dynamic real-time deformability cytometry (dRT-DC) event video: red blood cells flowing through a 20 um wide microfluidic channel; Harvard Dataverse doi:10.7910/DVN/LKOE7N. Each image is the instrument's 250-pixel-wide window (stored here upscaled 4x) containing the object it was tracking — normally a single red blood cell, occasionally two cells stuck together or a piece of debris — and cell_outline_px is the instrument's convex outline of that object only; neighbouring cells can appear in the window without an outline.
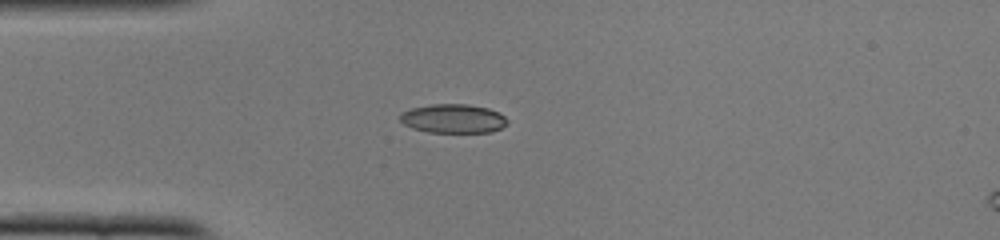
{"species": "common noctule bat (a hibernating species)", "species_latin": "Nyctalus noctula", "temperature_condition": "cold", "stored_images_in_passage": 39, "camera_frame_rate_fps": 3000, "um_per_image_px": 0.085, "animal": {"sex": "female", "body_mass_g": 22.0, "forearm_length_mm": 56.7}, "frame": {"image": 1, "passage_image": 1, "time_ms": 0.0, "image_size_px": [1000, 240], "cell_outline_px": [[508, 120], [500, 128], [492, 132], [428, 132], [412, 128], [404, 124], [400, 120], [400, 112], [412, 108], [432, 104], [468, 104], [488, 108], [500, 112]], "centroid_in_image_um": [38.51, 10.07], "position_along_channel_um": 46.5, "area_um2": 18.09}}
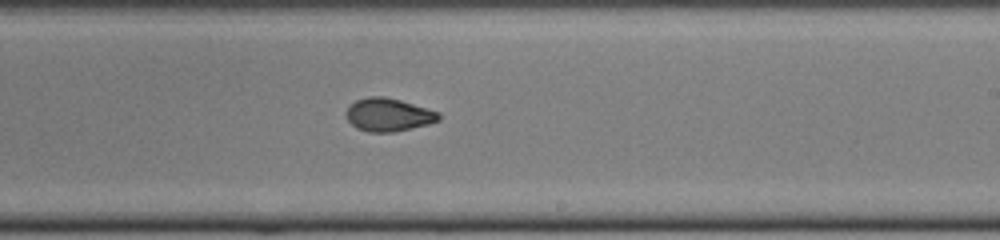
{"frame": {"image": 2, "passage_image": 18, "time_ms": 5.667, "image_size_px": [1000, 240], "cell_outline_px": [[440, 120], [428, 124], [392, 132], [368, 132], [356, 128], [348, 120], [344, 112], [356, 100], [368, 96], [384, 96], [400, 100], [428, 108], [440, 112]], "centroid_in_image_um": [33.01, 9.75], "position_along_channel_um": 256.0, "area_um2": 17.86}}
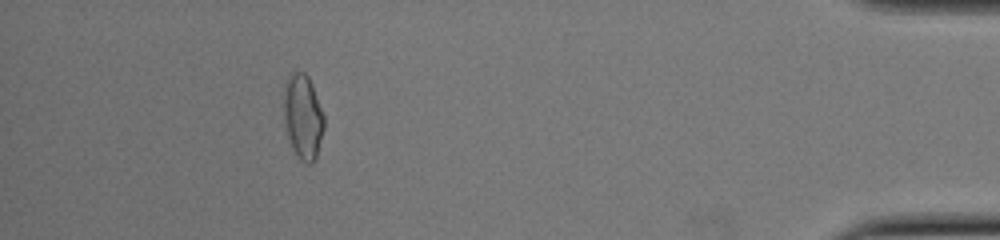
{"frame": {"image": 3, "passage_image": 34, "time_ms": 11.0, "image_size_px": [1000, 240], "cell_outline_px": [[324, 128], [316, 156], [312, 164], [308, 164], [300, 160], [292, 148], [288, 136], [284, 116], [284, 88], [288, 80], [296, 72], [304, 72], [308, 76], [312, 84], [324, 116]], "centroid_in_image_um": [25.76, 9.95], "position_along_channel_um": 409.4, "area_um2": 19.48}, "authors_computed_cell_mechanics": {"area_um2": 18.207, "velocity_mm_per_s": 3.9266, "shape_relaxation_time_tau1_ms": null, "shape_relaxation_time_tau2_ms": 1.5626, "deformation_change_tau1": null, "deformation_change_tau2": 0.0599}}